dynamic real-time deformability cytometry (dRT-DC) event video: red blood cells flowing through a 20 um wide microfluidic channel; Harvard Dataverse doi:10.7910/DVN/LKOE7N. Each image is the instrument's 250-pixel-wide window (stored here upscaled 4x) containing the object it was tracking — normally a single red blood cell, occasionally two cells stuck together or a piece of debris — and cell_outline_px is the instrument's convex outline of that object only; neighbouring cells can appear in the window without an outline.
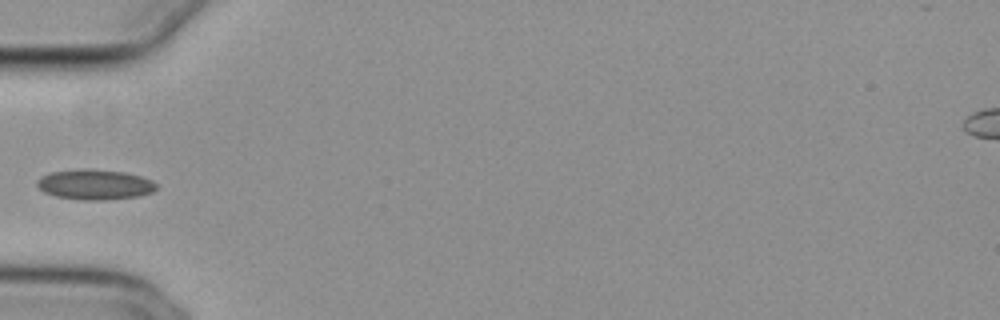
{"species": "common noctule bat (a hibernating species)", "species_latin": "Nyctalus noctula", "temperature_condition": "cold", "stored_images_in_passage": 37, "camera_frame_rate_fps": 3000, "um_per_image_px": 0.085, "animal": {"sex": "female", "body_mass_g": 29.2, "forearm_length_mm": 56.3}, "frame": {"image": 1, "passage_image": 1, "time_ms": 0.0, "image_size_px": [1000, 320], "cell_outline_px": [[156, 188], [152, 192], [140, 196], [104, 200], [84, 200], [56, 196], [44, 192], [36, 184], [36, 180], [40, 176], [48, 172], [80, 168], [88, 168], [124, 172], [140, 176], [152, 180], [156, 184]], "centroid_in_image_um": [8.03, 15.67], "position_along_channel_um": 77.0, "area_um2": 21.21}}
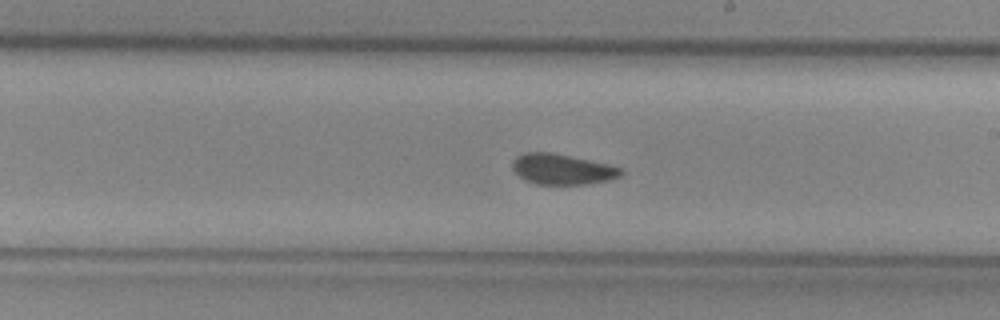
{"frame": {"image": 2, "passage_image": 14, "time_ms": 4.333, "image_size_px": [1000, 320], "cell_outline_px": [[624, 172], [620, 176], [612, 180], [588, 184], [536, 184], [524, 180], [512, 168], [512, 160], [516, 156], [524, 152], [552, 152], [608, 164], [624, 168]], "centroid_in_image_um": [47.81, 14.38], "position_along_channel_um": 241.2, "area_um2": 19.54}}
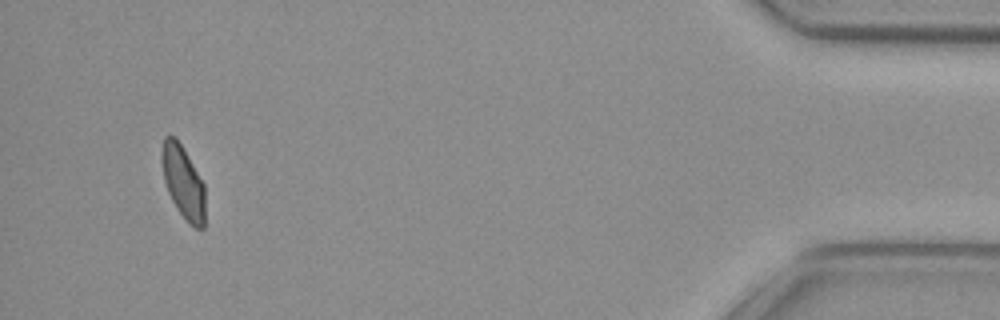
{"frame": {"image": 3, "passage_image": 34, "time_ms": 11.0, "image_size_px": [1000, 320], "cell_outline_px": [[204, 228], [196, 228], [188, 224], [176, 208], [168, 192], [164, 180], [160, 160], [160, 156], [164, 136], [176, 136], [204, 184]], "centroid_in_image_um": [15.54, 15.48], "position_along_channel_um": 419.7, "area_um2": 18.44}}